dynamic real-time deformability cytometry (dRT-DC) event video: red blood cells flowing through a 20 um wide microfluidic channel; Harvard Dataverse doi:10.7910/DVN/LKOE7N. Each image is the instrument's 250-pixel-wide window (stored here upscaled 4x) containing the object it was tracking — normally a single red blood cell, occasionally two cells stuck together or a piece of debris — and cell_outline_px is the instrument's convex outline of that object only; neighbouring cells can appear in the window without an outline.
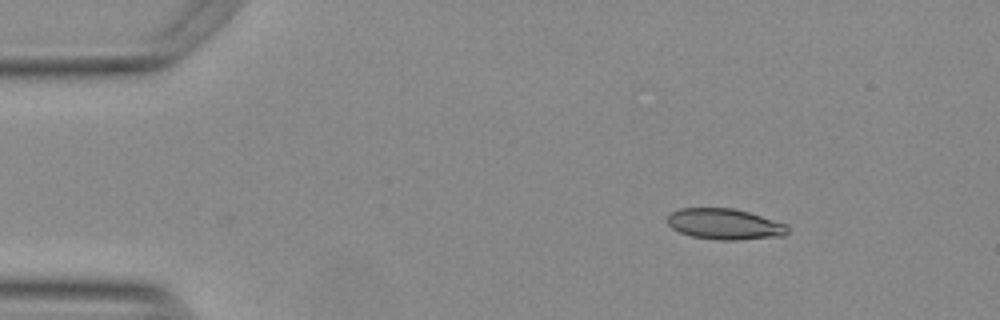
{"species": "Egyptian fruit bat (a non-hibernating species)", "species_latin": "Rousettus aegyptiacus", "temperature_condition": "warm", "stored_images_in_passage": 24, "camera_frame_rate_fps": 3000, "um_per_image_px": 0.085, "animal": {"sex": "female"}, "frame": {"image": 1, "passage_image": 1, "time_ms": 0.0, "image_size_px": [1000, 320], "cell_outline_px": [[788, 232], [784, 236], [736, 240], [720, 240], [692, 236], [680, 232], [672, 228], [668, 224], [668, 216], [672, 212], [680, 208], [732, 208], [748, 212], [788, 224]], "centroid_in_image_um": [61.62, 19.05], "position_along_channel_um": 23.4, "area_um2": 21.56}}
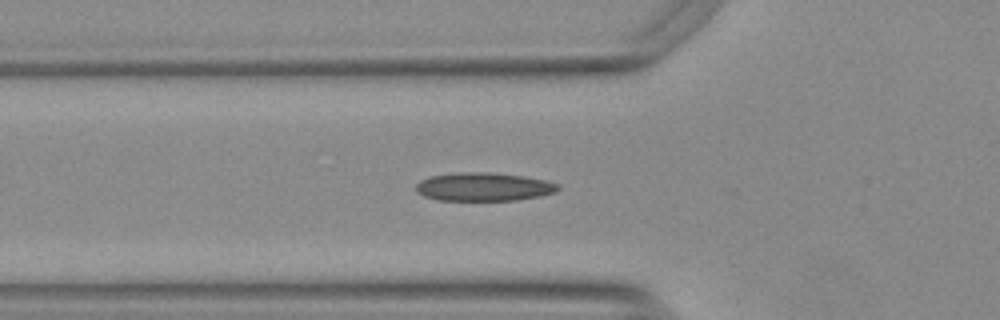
{"frame": {"image": 2, "passage_image": 12, "time_ms": 3.667, "image_size_px": [1000, 320], "cell_outline_px": [[560, 188], [556, 192], [540, 196], [516, 200], [436, 200], [424, 196], [416, 192], [416, 184], [420, 180], [428, 176], [456, 172], [488, 172], [524, 176], [544, 180], [560, 184]], "centroid_in_image_um": [41.09, 15.87], "position_along_channel_um": 84.7, "area_um2": 23.7}}
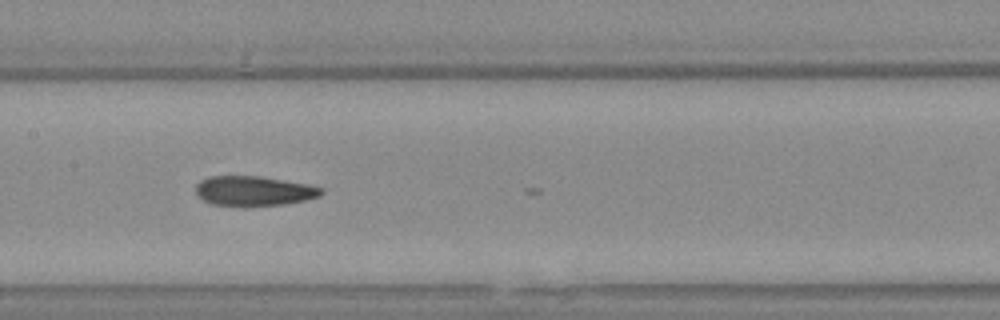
{"frame": {"image": 3, "passage_image": 20, "time_ms": 6.333, "image_size_px": [1000, 320], "cell_outline_px": [[324, 192], [320, 196], [304, 200], [284, 204], [212, 204], [204, 200], [196, 192], [196, 184], [200, 180], [208, 176], [260, 176], [304, 184], [324, 188]], "centroid_in_image_um": [21.57, 16.19], "position_along_channel_um": 185.8, "area_um2": 21.04}}